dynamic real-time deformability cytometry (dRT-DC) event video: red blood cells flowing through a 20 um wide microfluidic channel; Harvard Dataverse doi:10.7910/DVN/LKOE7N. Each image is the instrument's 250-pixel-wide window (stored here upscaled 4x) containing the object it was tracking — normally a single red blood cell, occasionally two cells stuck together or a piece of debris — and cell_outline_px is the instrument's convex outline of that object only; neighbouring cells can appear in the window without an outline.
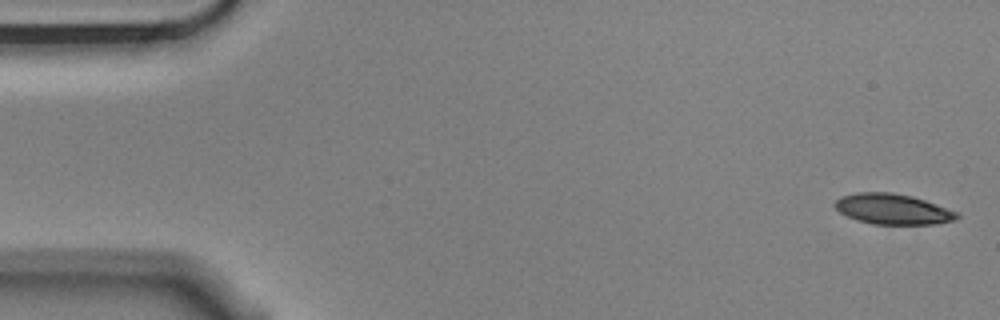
{"species": "Egyptian fruit bat (a non-hibernating species)", "species_latin": "Rousettus aegyptiacus", "temperature_condition": "cold", "stored_images_in_passage": 6, "segment_of_instrument_passage": [1, 2], "camera_frame_rate_fps": 3000, "um_per_image_px": 0.085, "animal": {"sex": "male"}, "frame": {"image": 1, "passage_image": 1, "time_ms": 0.0, "image_size_px": [1000, 320], "cell_outline_px": [[960, 216], [956, 220], [936, 224], [872, 224], [848, 216], [840, 212], [832, 204], [840, 196], [856, 192], [892, 192], [912, 196], [960, 212]], "centroid_in_image_um": [75.91, 17.76], "position_along_channel_um": 9.1, "area_um2": 21.79}}
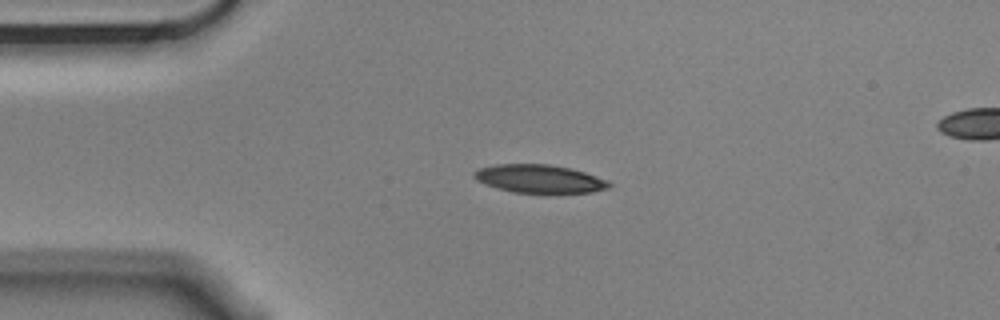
{"frame": {"image": 2, "passage_image": 4, "time_ms": 1.0, "image_size_px": [1000, 320], "cell_outline_px": [[612, 184], [608, 188], [592, 192], [512, 192], [476, 180], [472, 176], [472, 172], [480, 168], [496, 164], [552, 164], [572, 168], [608, 180]], "centroid_in_image_um": [45.86, 15.17], "position_along_channel_um": 39.1, "area_um2": 21.96}}